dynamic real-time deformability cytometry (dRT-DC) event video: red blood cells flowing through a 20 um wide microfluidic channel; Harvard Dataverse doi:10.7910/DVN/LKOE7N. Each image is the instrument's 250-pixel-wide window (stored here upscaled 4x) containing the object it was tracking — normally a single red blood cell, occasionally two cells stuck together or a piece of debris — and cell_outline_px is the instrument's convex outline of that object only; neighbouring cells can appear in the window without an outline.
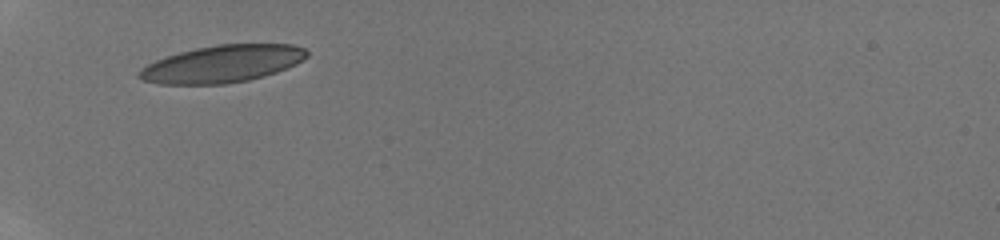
{"species": "human", "species_latin": "Homo sapiens", "temperature_condition": "room temperature", "stored_images_in_passage": 20, "camera_frame_rate_fps": 3000, "um_per_image_px": 0.085, "donor": {"sex": "male"}, "frame": {"image": 1, "passage_image": 1, "time_ms": 0.0, "image_size_px": [1000, 240], "cell_outline_px": [[308, 56], [296, 64], [276, 72], [264, 76], [248, 80], [224, 84], [160, 84], [144, 80], [136, 76], [136, 72], [140, 68], [156, 60], [180, 52], [196, 48], [220, 44], [292, 44], [304, 48], [308, 52]], "centroid_in_image_um": [18.89, 5.43], "position_along_channel_um": 66.1, "area_um2": 36.3}}
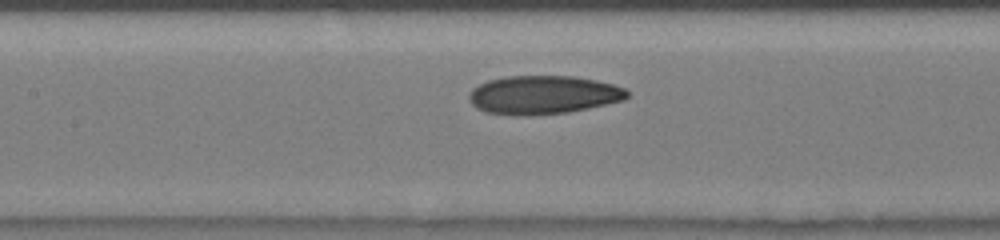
{"frame": {"image": 2, "passage_image": 13, "time_ms": 2.667, "image_size_px": [1000, 240], "cell_outline_px": [[628, 96], [624, 100], [588, 108], [568, 112], [532, 116], [516, 116], [484, 112], [476, 108], [468, 100], [468, 92], [472, 88], [488, 80], [508, 76], [572, 76], [596, 80], [612, 84], [624, 88], [628, 92]], "centroid_in_image_um": [46.12, 8.08], "position_along_channel_um": 161.3, "area_um2": 35.78}}
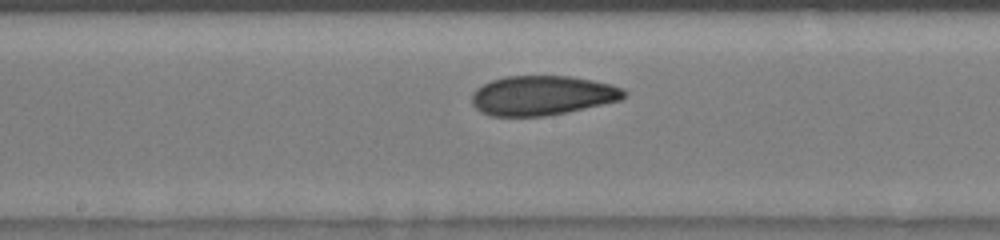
{"frame": {"image": 3, "passage_image": 18, "time_ms": 3.667, "image_size_px": [1000, 240], "cell_outline_px": [[628, 96], [620, 100], [564, 112], [544, 116], [492, 116], [480, 112], [472, 104], [472, 92], [476, 88], [492, 80], [504, 76], [572, 76], [612, 84], [624, 88], [628, 92]], "centroid_in_image_um": [46.1, 8.1], "position_along_channel_um": 202.1, "area_um2": 35.14}}